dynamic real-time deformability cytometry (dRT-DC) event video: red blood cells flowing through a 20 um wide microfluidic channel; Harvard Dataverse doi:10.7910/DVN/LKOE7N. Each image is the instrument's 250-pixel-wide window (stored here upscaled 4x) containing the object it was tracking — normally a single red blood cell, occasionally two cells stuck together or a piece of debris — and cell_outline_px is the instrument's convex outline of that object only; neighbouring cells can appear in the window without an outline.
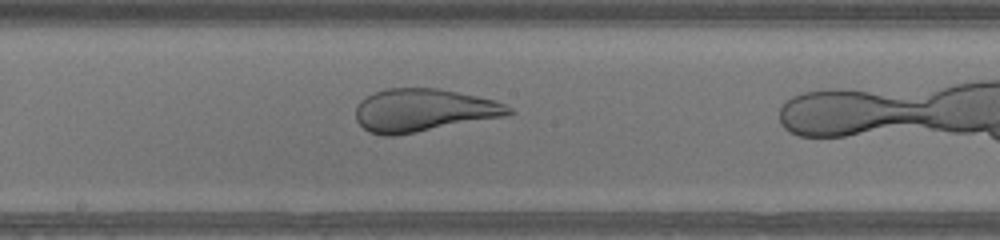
{"species": "human", "species_latin": "Homo sapiens", "temperature_condition": "warm", "stored_images_in_passage": 30, "camera_frame_rate_fps": 3000, "um_per_image_px": 0.085, "donor": {"sex": "male"}, "frame": {"image": 1, "passage_image": 18, "time_ms": 5.667, "image_size_px": [1000, 240], "cell_outline_px": [[516, 112], [504, 116], [396, 136], [384, 136], [368, 132], [356, 120], [356, 104], [360, 100], [372, 92], [388, 88], [440, 88], [496, 100], [512, 108]], "centroid_in_image_um": [35.97, 9.37], "position_along_channel_um": 212.2, "area_um2": 38.44}}